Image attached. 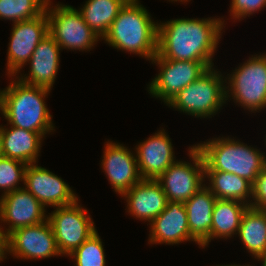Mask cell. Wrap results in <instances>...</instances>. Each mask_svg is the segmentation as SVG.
<instances>
[{
  "mask_svg": "<svg viewBox=\"0 0 266 266\" xmlns=\"http://www.w3.org/2000/svg\"><path fill=\"white\" fill-rule=\"evenodd\" d=\"M149 242L151 244H179L194 241L201 244L190 234L186 207L182 202L168 201L166 208L150 224Z\"/></svg>",
  "mask_w": 266,
  "mask_h": 266,
  "instance_id": "2e32d148",
  "label": "cell"
},
{
  "mask_svg": "<svg viewBox=\"0 0 266 266\" xmlns=\"http://www.w3.org/2000/svg\"><path fill=\"white\" fill-rule=\"evenodd\" d=\"M230 5V16L240 20L266 7V0H232Z\"/></svg>",
  "mask_w": 266,
  "mask_h": 266,
  "instance_id": "f1b7e54d",
  "label": "cell"
},
{
  "mask_svg": "<svg viewBox=\"0 0 266 266\" xmlns=\"http://www.w3.org/2000/svg\"><path fill=\"white\" fill-rule=\"evenodd\" d=\"M217 198L206 187H201L184 205L190 234L201 244L209 235L212 212Z\"/></svg>",
  "mask_w": 266,
  "mask_h": 266,
  "instance_id": "44dd1931",
  "label": "cell"
},
{
  "mask_svg": "<svg viewBox=\"0 0 266 266\" xmlns=\"http://www.w3.org/2000/svg\"><path fill=\"white\" fill-rule=\"evenodd\" d=\"M169 1H170V0H169ZM171 1H172V2H173V1H180V2H186V1H187V2H188L189 0H171Z\"/></svg>",
  "mask_w": 266,
  "mask_h": 266,
  "instance_id": "e575fe53",
  "label": "cell"
},
{
  "mask_svg": "<svg viewBox=\"0 0 266 266\" xmlns=\"http://www.w3.org/2000/svg\"><path fill=\"white\" fill-rule=\"evenodd\" d=\"M189 156L193 165L191 162L176 161L156 179L170 202L185 203L205 185L202 184L205 181V163L195 145L189 148Z\"/></svg>",
  "mask_w": 266,
  "mask_h": 266,
  "instance_id": "30bf717a",
  "label": "cell"
},
{
  "mask_svg": "<svg viewBox=\"0 0 266 266\" xmlns=\"http://www.w3.org/2000/svg\"><path fill=\"white\" fill-rule=\"evenodd\" d=\"M221 266H241V265H221ZM246 266V265H245ZM247 266H249V265H247ZM251 266V265H250Z\"/></svg>",
  "mask_w": 266,
  "mask_h": 266,
  "instance_id": "d590c367",
  "label": "cell"
},
{
  "mask_svg": "<svg viewBox=\"0 0 266 266\" xmlns=\"http://www.w3.org/2000/svg\"><path fill=\"white\" fill-rule=\"evenodd\" d=\"M234 71L227 79L229 83H227L228 88H225L226 100L232 95L235 103H239L251 112L265 108L266 54L249 57V60Z\"/></svg>",
  "mask_w": 266,
  "mask_h": 266,
  "instance_id": "8992f818",
  "label": "cell"
},
{
  "mask_svg": "<svg viewBox=\"0 0 266 266\" xmlns=\"http://www.w3.org/2000/svg\"><path fill=\"white\" fill-rule=\"evenodd\" d=\"M6 253L34 260L62 255L48 220L12 231L6 237Z\"/></svg>",
  "mask_w": 266,
  "mask_h": 266,
  "instance_id": "8fae6325",
  "label": "cell"
},
{
  "mask_svg": "<svg viewBox=\"0 0 266 266\" xmlns=\"http://www.w3.org/2000/svg\"><path fill=\"white\" fill-rule=\"evenodd\" d=\"M47 0H0V19L12 20L14 23L33 19L41 15Z\"/></svg>",
  "mask_w": 266,
  "mask_h": 266,
  "instance_id": "484cf974",
  "label": "cell"
},
{
  "mask_svg": "<svg viewBox=\"0 0 266 266\" xmlns=\"http://www.w3.org/2000/svg\"><path fill=\"white\" fill-rule=\"evenodd\" d=\"M204 176L210 181L206 187L217 199L235 200L250 206L247 198H252L253 185L248 180L222 171H204Z\"/></svg>",
  "mask_w": 266,
  "mask_h": 266,
  "instance_id": "603a6c76",
  "label": "cell"
},
{
  "mask_svg": "<svg viewBox=\"0 0 266 266\" xmlns=\"http://www.w3.org/2000/svg\"><path fill=\"white\" fill-rule=\"evenodd\" d=\"M106 143L101 165L112 188L122 196L142 180L136 155L122 144Z\"/></svg>",
  "mask_w": 266,
  "mask_h": 266,
  "instance_id": "9a60e30c",
  "label": "cell"
},
{
  "mask_svg": "<svg viewBox=\"0 0 266 266\" xmlns=\"http://www.w3.org/2000/svg\"><path fill=\"white\" fill-rule=\"evenodd\" d=\"M24 186L44 207L66 206L78 199L62 178L35 163L26 167Z\"/></svg>",
  "mask_w": 266,
  "mask_h": 266,
  "instance_id": "5bb4252c",
  "label": "cell"
},
{
  "mask_svg": "<svg viewBox=\"0 0 266 266\" xmlns=\"http://www.w3.org/2000/svg\"><path fill=\"white\" fill-rule=\"evenodd\" d=\"M4 92H5V89H3L2 91L0 90V102H2Z\"/></svg>",
  "mask_w": 266,
  "mask_h": 266,
  "instance_id": "d6a6232c",
  "label": "cell"
},
{
  "mask_svg": "<svg viewBox=\"0 0 266 266\" xmlns=\"http://www.w3.org/2000/svg\"><path fill=\"white\" fill-rule=\"evenodd\" d=\"M0 155H1V126H0Z\"/></svg>",
  "mask_w": 266,
  "mask_h": 266,
  "instance_id": "836d02e7",
  "label": "cell"
},
{
  "mask_svg": "<svg viewBox=\"0 0 266 266\" xmlns=\"http://www.w3.org/2000/svg\"><path fill=\"white\" fill-rule=\"evenodd\" d=\"M26 167L22 161L0 155V189H4L3 194L23 188L17 184L19 181L24 183Z\"/></svg>",
  "mask_w": 266,
  "mask_h": 266,
  "instance_id": "83f0119b",
  "label": "cell"
},
{
  "mask_svg": "<svg viewBox=\"0 0 266 266\" xmlns=\"http://www.w3.org/2000/svg\"><path fill=\"white\" fill-rule=\"evenodd\" d=\"M15 79L5 88L0 113L8 124L45 137L54 130L52 115L44 101L50 89L23 83L18 77Z\"/></svg>",
  "mask_w": 266,
  "mask_h": 266,
  "instance_id": "3957f363",
  "label": "cell"
},
{
  "mask_svg": "<svg viewBox=\"0 0 266 266\" xmlns=\"http://www.w3.org/2000/svg\"><path fill=\"white\" fill-rule=\"evenodd\" d=\"M224 21L181 18L158 24L157 53L169 60L212 62Z\"/></svg>",
  "mask_w": 266,
  "mask_h": 266,
  "instance_id": "6da1fadb",
  "label": "cell"
},
{
  "mask_svg": "<svg viewBox=\"0 0 266 266\" xmlns=\"http://www.w3.org/2000/svg\"><path fill=\"white\" fill-rule=\"evenodd\" d=\"M252 185L250 207L266 211V166L258 174Z\"/></svg>",
  "mask_w": 266,
  "mask_h": 266,
  "instance_id": "f546056e",
  "label": "cell"
},
{
  "mask_svg": "<svg viewBox=\"0 0 266 266\" xmlns=\"http://www.w3.org/2000/svg\"><path fill=\"white\" fill-rule=\"evenodd\" d=\"M68 256L75 259L76 266H106V255L97 231Z\"/></svg>",
  "mask_w": 266,
  "mask_h": 266,
  "instance_id": "4316f807",
  "label": "cell"
},
{
  "mask_svg": "<svg viewBox=\"0 0 266 266\" xmlns=\"http://www.w3.org/2000/svg\"><path fill=\"white\" fill-rule=\"evenodd\" d=\"M3 228L0 227V261H3L6 253V237L3 234Z\"/></svg>",
  "mask_w": 266,
  "mask_h": 266,
  "instance_id": "4dcf8cb0",
  "label": "cell"
},
{
  "mask_svg": "<svg viewBox=\"0 0 266 266\" xmlns=\"http://www.w3.org/2000/svg\"><path fill=\"white\" fill-rule=\"evenodd\" d=\"M49 3L51 2L48 1L45 8L48 32L61 49L89 51L101 39L85 23L77 9L62 4L55 5L54 8Z\"/></svg>",
  "mask_w": 266,
  "mask_h": 266,
  "instance_id": "52a82bcc",
  "label": "cell"
},
{
  "mask_svg": "<svg viewBox=\"0 0 266 266\" xmlns=\"http://www.w3.org/2000/svg\"><path fill=\"white\" fill-rule=\"evenodd\" d=\"M103 39L115 49L152 60L158 48V23L138 0H128Z\"/></svg>",
  "mask_w": 266,
  "mask_h": 266,
  "instance_id": "7a4b0ae2",
  "label": "cell"
},
{
  "mask_svg": "<svg viewBox=\"0 0 266 266\" xmlns=\"http://www.w3.org/2000/svg\"><path fill=\"white\" fill-rule=\"evenodd\" d=\"M195 147L203 156L204 171L232 173L252 184L266 166L265 153L229 137L214 138Z\"/></svg>",
  "mask_w": 266,
  "mask_h": 266,
  "instance_id": "277c9868",
  "label": "cell"
},
{
  "mask_svg": "<svg viewBox=\"0 0 266 266\" xmlns=\"http://www.w3.org/2000/svg\"><path fill=\"white\" fill-rule=\"evenodd\" d=\"M260 260L263 262L262 263L263 264L262 266H266V249H265L264 253L258 259V261H260Z\"/></svg>",
  "mask_w": 266,
  "mask_h": 266,
  "instance_id": "1f68e13d",
  "label": "cell"
},
{
  "mask_svg": "<svg viewBox=\"0 0 266 266\" xmlns=\"http://www.w3.org/2000/svg\"><path fill=\"white\" fill-rule=\"evenodd\" d=\"M135 149L138 170L142 179L156 180L176 162L171 140L164 129L141 142Z\"/></svg>",
  "mask_w": 266,
  "mask_h": 266,
  "instance_id": "e0dca14e",
  "label": "cell"
},
{
  "mask_svg": "<svg viewBox=\"0 0 266 266\" xmlns=\"http://www.w3.org/2000/svg\"><path fill=\"white\" fill-rule=\"evenodd\" d=\"M128 0H87L80 13L85 23L103 39Z\"/></svg>",
  "mask_w": 266,
  "mask_h": 266,
  "instance_id": "d4e9b609",
  "label": "cell"
},
{
  "mask_svg": "<svg viewBox=\"0 0 266 266\" xmlns=\"http://www.w3.org/2000/svg\"><path fill=\"white\" fill-rule=\"evenodd\" d=\"M42 136L37 132L1 125V155L32 164L37 162Z\"/></svg>",
  "mask_w": 266,
  "mask_h": 266,
  "instance_id": "ffe728a7",
  "label": "cell"
},
{
  "mask_svg": "<svg viewBox=\"0 0 266 266\" xmlns=\"http://www.w3.org/2000/svg\"><path fill=\"white\" fill-rule=\"evenodd\" d=\"M248 207L243 202L217 199L212 212L210 235L201 243V247L205 248L214 238L237 235L242 216Z\"/></svg>",
  "mask_w": 266,
  "mask_h": 266,
  "instance_id": "7402d4cb",
  "label": "cell"
},
{
  "mask_svg": "<svg viewBox=\"0 0 266 266\" xmlns=\"http://www.w3.org/2000/svg\"><path fill=\"white\" fill-rule=\"evenodd\" d=\"M60 50L61 47L48 34L38 43L28 61L31 64L29 76L21 75L18 79L29 85L45 87L51 90L59 68Z\"/></svg>",
  "mask_w": 266,
  "mask_h": 266,
  "instance_id": "d6986e66",
  "label": "cell"
},
{
  "mask_svg": "<svg viewBox=\"0 0 266 266\" xmlns=\"http://www.w3.org/2000/svg\"><path fill=\"white\" fill-rule=\"evenodd\" d=\"M153 62L159 65L161 71L149 84L148 91L152 96L162 99L166 105L179 91L214 66L213 62L169 60L158 53L152 58Z\"/></svg>",
  "mask_w": 266,
  "mask_h": 266,
  "instance_id": "ba28073f",
  "label": "cell"
},
{
  "mask_svg": "<svg viewBox=\"0 0 266 266\" xmlns=\"http://www.w3.org/2000/svg\"><path fill=\"white\" fill-rule=\"evenodd\" d=\"M237 234L248 252L259 259L266 249V211L249 206L242 216Z\"/></svg>",
  "mask_w": 266,
  "mask_h": 266,
  "instance_id": "cb8c5ba5",
  "label": "cell"
},
{
  "mask_svg": "<svg viewBox=\"0 0 266 266\" xmlns=\"http://www.w3.org/2000/svg\"><path fill=\"white\" fill-rule=\"evenodd\" d=\"M7 54V74L15 76L28 63L38 43L48 34L46 11L41 15L13 23Z\"/></svg>",
  "mask_w": 266,
  "mask_h": 266,
  "instance_id": "7c38bea8",
  "label": "cell"
},
{
  "mask_svg": "<svg viewBox=\"0 0 266 266\" xmlns=\"http://www.w3.org/2000/svg\"><path fill=\"white\" fill-rule=\"evenodd\" d=\"M86 213L87 209L78 204V199L70 205L56 207L49 213L47 220L62 255H70L97 231L92 218Z\"/></svg>",
  "mask_w": 266,
  "mask_h": 266,
  "instance_id": "9c48e42d",
  "label": "cell"
},
{
  "mask_svg": "<svg viewBox=\"0 0 266 266\" xmlns=\"http://www.w3.org/2000/svg\"><path fill=\"white\" fill-rule=\"evenodd\" d=\"M1 197L0 221L9 225L7 231L2 230L5 237L14 230L42 223L48 218L45 207L24 187Z\"/></svg>",
  "mask_w": 266,
  "mask_h": 266,
  "instance_id": "4fadbf2b",
  "label": "cell"
},
{
  "mask_svg": "<svg viewBox=\"0 0 266 266\" xmlns=\"http://www.w3.org/2000/svg\"><path fill=\"white\" fill-rule=\"evenodd\" d=\"M210 68L200 78L179 91L167 104L178 111L200 118H211L226 102V79Z\"/></svg>",
  "mask_w": 266,
  "mask_h": 266,
  "instance_id": "5b68a950",
  "label": "cell"
},
{
  "mask_svg": "<svg viewBox=\"0 0 266 266\" xmlns=\"http://www.w3.org/2000/svg\"><path fill=\"white\" fill-rule=\"evenodd\" d=\"M122 197L126 198L128 213L150 223L163 212L168 203L167 196L155 179H142Z\"/></svg>",
  "mask_w": 266,
  "mask_h": 266,
  "instance_id": "ac0fdd59",
  "label": "cell"
}]
</instances>
